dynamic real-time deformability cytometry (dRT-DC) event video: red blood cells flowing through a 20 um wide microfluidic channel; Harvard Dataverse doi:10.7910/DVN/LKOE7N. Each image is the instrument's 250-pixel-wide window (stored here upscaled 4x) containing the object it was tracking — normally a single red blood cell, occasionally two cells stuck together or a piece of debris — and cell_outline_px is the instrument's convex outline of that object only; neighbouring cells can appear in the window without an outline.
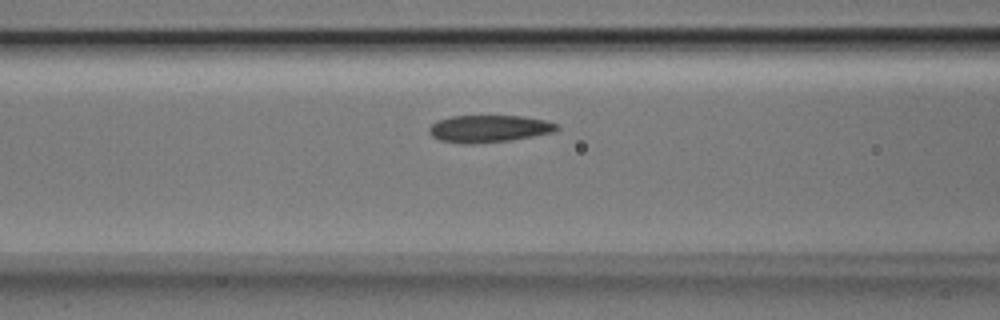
{"species": "Egyptian fruit bat (a non-hibernating species)", "species_latin": "Rousettus aegyptiacus", "temperature_condition": "room temperature", "stored_images_in_passage": 15, "camera_frame_rate_fps": 3000, "um_per_image_px": 0.085, "animal": {"sex": "male"}, "frame": {"image": 1, "passage_image": 13, "time_ms": 4.0, "image_size_px": [1000, 320], "cell_outline_px": [[560, 128], [556, 132], [512, 140], [476, 144], [460, 144], [440, 140], [432, 136], [428, 132], [428, 128], [436, 120], [452, 116], [524, 116], [544, 120], [560, 124]], "centroid_in_image_um": [41.58, 10.95], "position_along_channel_um": 125.0, "area_um2": 20.63}}